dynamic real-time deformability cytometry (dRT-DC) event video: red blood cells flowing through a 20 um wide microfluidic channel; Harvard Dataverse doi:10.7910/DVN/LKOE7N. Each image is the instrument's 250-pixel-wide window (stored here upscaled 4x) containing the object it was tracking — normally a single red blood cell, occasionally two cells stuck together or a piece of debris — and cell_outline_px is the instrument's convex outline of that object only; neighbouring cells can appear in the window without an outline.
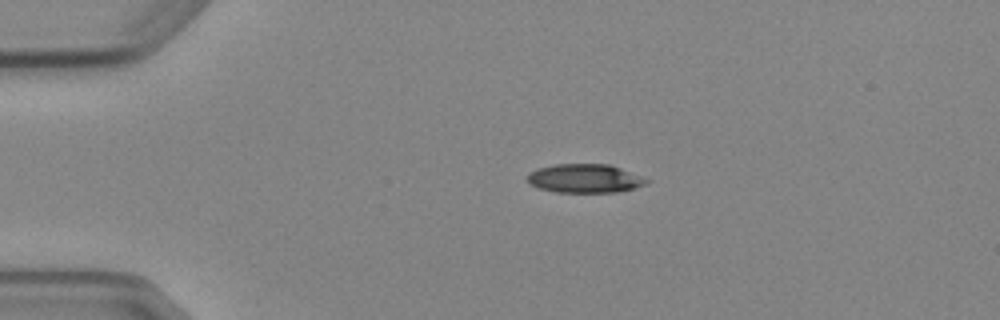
{"species": "Egyptian fruit bat (a non-hibernating species)", "species_latin": "Rousettus aegyptiacus", "temperature_condition": "cold", "stored_images_in_passage": 2, "camera_frame_rate_fps": 3000, "um_per_image_px": 0.085, "animal": {"sex": "female"}, "frame": {"image": 1, "passage_image": 1, "time_ms": 0.0, "image_size_px": [1000, 320], "cell_outline_px": [[652, 180], [648, 184], [616, 192], [556, 192], [540, 188], [528, 184], [528, 176], [536, 168], [556, 164], [608, 164], [620, 168]], "centroid_in_image_um": [49.73, 15.16], "position_along_channel_um": 35.3, "area_um2": 19.88}}